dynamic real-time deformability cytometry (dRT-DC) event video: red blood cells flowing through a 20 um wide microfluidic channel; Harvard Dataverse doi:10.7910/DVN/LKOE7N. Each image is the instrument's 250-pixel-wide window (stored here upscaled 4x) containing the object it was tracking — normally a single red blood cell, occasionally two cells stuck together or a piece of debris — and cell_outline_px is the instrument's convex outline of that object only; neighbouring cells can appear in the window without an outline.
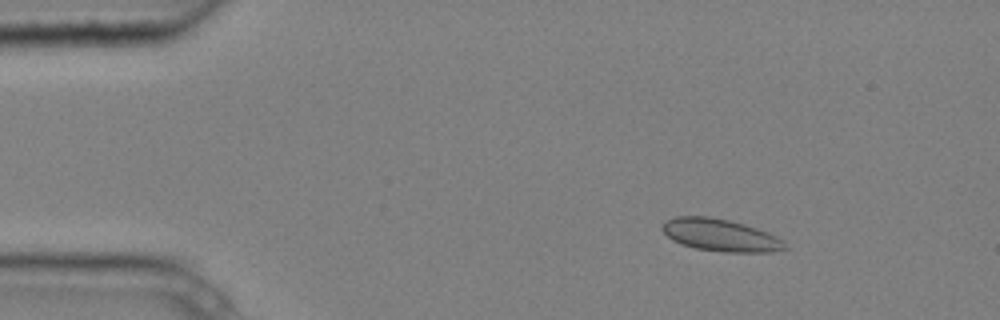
{"species": "common noctule bat (a hibernating species)", "species_latin": "Nyctalus noctula", "temperature_condition": "cold", "stored_images_in_passage": 4, "camera_frame_rate_fps": 3000, "um_per_image_px": 0.085, "animal": {"sex": "male", "body_mass_g": 20.4}, "frame": {"image": 1, "passage_image": 2, "time_ms": 0.333, "image_size_px": [1000, 320], "cell_outline_px": [[788, 248], [772, 252], [724, 252], [696, 248], [680, 244], [672, 240], [660, 228], [660, 224], [664, 220], [676, 216], [708, 216], [728, 220], [744, 224], [768, 232], [784, 240]], "centroid_in_image_um": [61.21, 19.98], "position_along_channel_um": 23.8, "area_um2": 23.29}}